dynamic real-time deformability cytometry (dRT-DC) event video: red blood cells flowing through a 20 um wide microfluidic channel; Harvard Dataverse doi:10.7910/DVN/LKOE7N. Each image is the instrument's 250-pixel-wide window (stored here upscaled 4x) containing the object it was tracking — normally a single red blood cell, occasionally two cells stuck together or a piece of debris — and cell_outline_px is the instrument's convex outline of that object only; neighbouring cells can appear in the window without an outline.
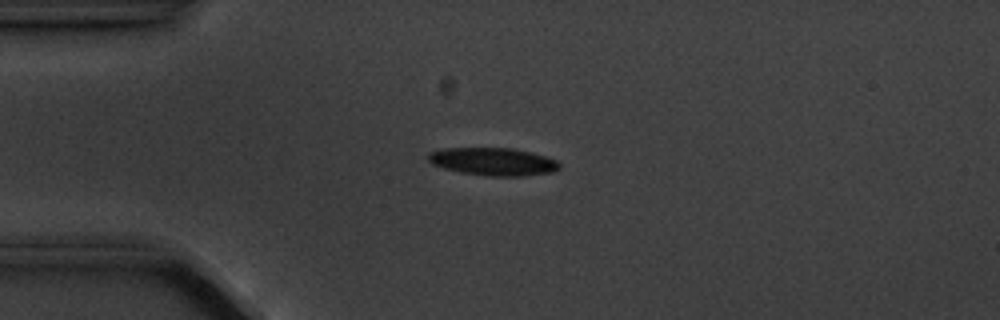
{"species": "common noctule bat (a hibernating species)", "species_latin": "Nyctalus noctula", "temperature_condition": "cold", "stored_images_in_passage": 7, "camera_frame_rate_fps": 3000, "um_per_image_px": 0.085, "animal": {"sex": "male", "body_mass_g": 20.1, "forearm_length_mm": 53.5}, "frame": {"image": 1, "passage_image": 4, "time_ms": 4.333, "image_size_px": [1000, 320], "cell_outline_px": [[560, 168], [552, 172], [520, 176], [492, 176], [460, 172], [444, 168], [432, 164], [428, 160], [428, 152], [444, 148], [512, 148], [532, 152], [556, 160], [560, 164]], "centroid_in_image_um": [41.9, 13.73], "position_along_channel_um": 43.1, "area_um2": 21.15}}